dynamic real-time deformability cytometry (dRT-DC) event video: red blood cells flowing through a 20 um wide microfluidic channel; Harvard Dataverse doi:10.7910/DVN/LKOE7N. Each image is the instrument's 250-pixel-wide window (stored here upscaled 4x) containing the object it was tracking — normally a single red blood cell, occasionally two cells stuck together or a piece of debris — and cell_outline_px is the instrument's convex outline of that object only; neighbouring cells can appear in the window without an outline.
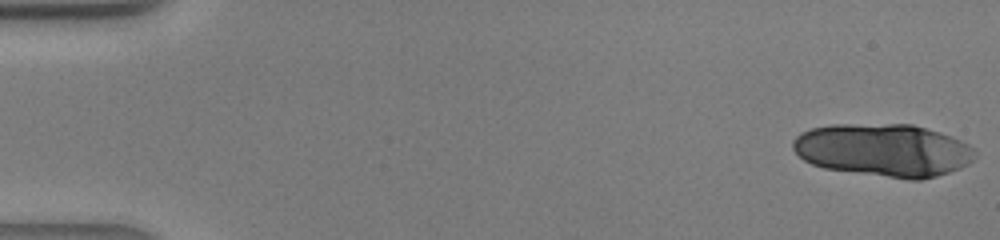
{"species": "human", "species_latin": "Homo sapiens", "temperature_condition": "warm", "stored_images_in_passage": 17, "camera_frame_rate_fps": 3000, "um_per_image_px": 0.085, "donor": {"sex": "male"}, "frame": {"image": 1, "passage_image": 1, "time_ms": 0.0, "image_size_px": [1000, 240], "cell_outline_px": [[976, 156], [968, 164], [960, 168], [936, 176], [920, 180], [908, 180], [824, 168], [812, 164], [804, 160], [792, 148], [792, 140], [800, 132], [812, 128], [832, 124], [912, 124], [940, 132], [960, 140], [976, 148]], "centroid_in_image_um": [75.1, 12.76], "position_along_channel_um": 9.9, "area_um2": 56.36}}